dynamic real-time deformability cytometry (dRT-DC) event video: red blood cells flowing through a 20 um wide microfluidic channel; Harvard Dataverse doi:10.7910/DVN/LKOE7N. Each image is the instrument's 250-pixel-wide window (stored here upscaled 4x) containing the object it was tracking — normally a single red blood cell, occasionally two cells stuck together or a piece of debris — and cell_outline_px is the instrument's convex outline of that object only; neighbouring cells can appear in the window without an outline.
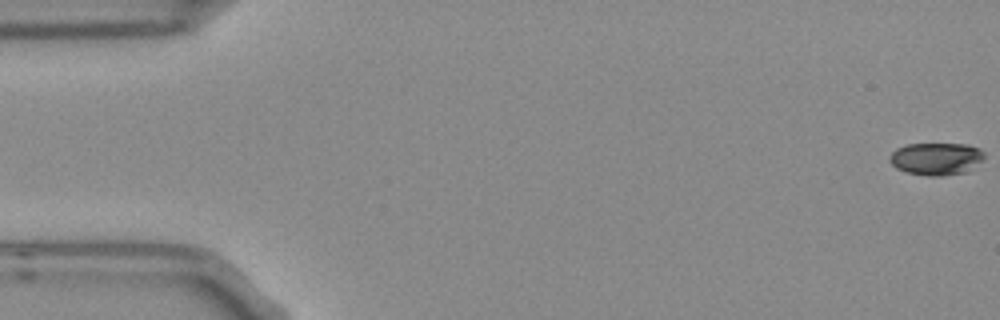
{"species": "Egyptian fruit bat (a non-hibernating species)", "species_latin": "Rousettus aegyptiacus", "temperature_condition": "room temperature", "stored_images_in_passage": 5, "camera_frame_rate_fps": 3000, "um_per_image_px": 0.085, "frame": {"image": 1, "passage_image": 1, "time_ms": 0.0, "image_size_px": [1000, 320], "cell_outline_px": [[984, 160], [968, 172], [940, 176], [928, 176], [908, 172], [896, 168], [888, 160], [892, 152], [896, 148], [908, 144], [968, 144], [980, 148], [984, 152]], "centroid_in_image_um": [79.62, 13.49], "position_along_channel_um": 5.4, "area_um2": 18.09}}
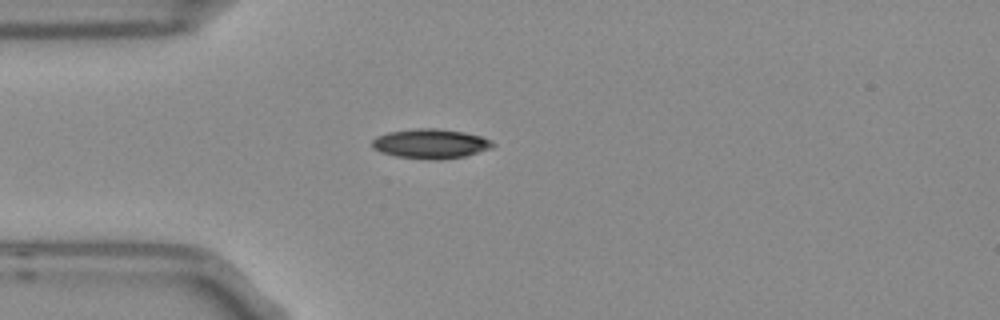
{"frame": {"image": 2, "passage_image": 5, "time_ms": 1.333, "image_size_px": [1000, 320], "cell_outline_px": [[496, 144], [492, 148], [464, 156], [440, 160], [432, 160], [396, 156], [380, 152], [372, 148], [372, 140], [376, 136], [388, 132], [416, 128], [440, 128], [464, 132], [480, 136], [492, 140]], "centroid_in_image_um": [36.6, 12.21], "position_along_channel_um": 48.4, "area_um2": 20.98}}